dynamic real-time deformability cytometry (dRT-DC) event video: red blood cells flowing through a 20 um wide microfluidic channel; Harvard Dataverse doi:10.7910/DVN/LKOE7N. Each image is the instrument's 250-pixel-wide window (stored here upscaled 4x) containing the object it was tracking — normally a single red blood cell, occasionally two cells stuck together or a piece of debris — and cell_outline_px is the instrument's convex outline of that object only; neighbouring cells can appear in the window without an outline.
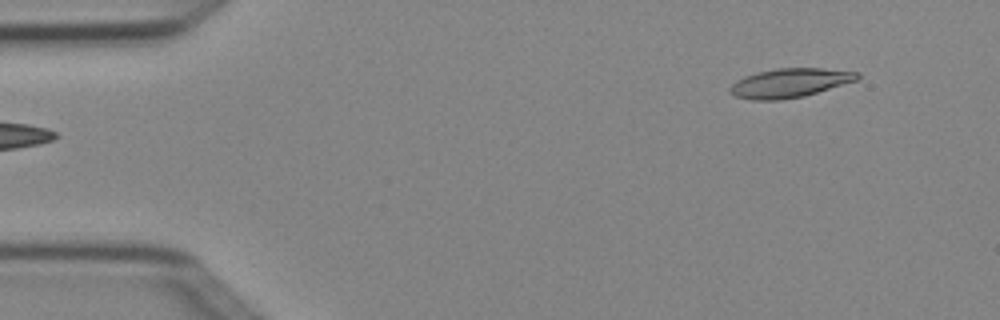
{"species": "Egyptian fruit bat (a non-hibernating species)", "species_latin": "Rousettus aegyptiacus", "temperature_condition": "cold", "stored_images_in_passage": 4, "segment_of_instrument_passage": [2, 2], "camera_frame_rate_fps": 3000, "um_per_image_px": 0.085, "animal": {"sex": "female"}, "frame": {"image": 1, "passage_image": 4, "time_ms": 1.0, "image_size_px": [1000, 320], "cell_outline_px": [[860, 76], [856, 80], [804, 96], [780, 100], [752, 100], [736, 96], [728, 92], [728, 88], [736, 80], [744, 76], [756, 72], [776, 68], [820, 68], [860, 72]], "centroid_in_image_um": [67.08, 7.04], "position_along_channel_um": 17.9, "area_um2": 21.56}}